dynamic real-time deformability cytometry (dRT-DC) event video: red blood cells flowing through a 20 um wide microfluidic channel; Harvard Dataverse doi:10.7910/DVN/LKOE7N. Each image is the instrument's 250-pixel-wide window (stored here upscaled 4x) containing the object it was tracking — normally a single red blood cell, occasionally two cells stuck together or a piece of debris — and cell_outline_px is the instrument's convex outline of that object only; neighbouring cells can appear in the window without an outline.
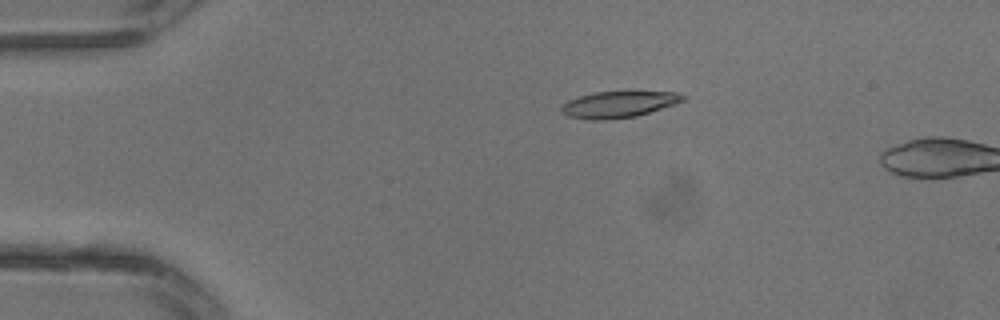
{"species": "common noctule bat (a hibernating species)", "species_latin": "Nyctalus noctula", "temperature_condition": "warm", "stored_images_in_passage": 3, "segment_of_instrument_passage": [2, 2], "camera_frame_rate_fps": 3000, "um_per_image_px": 0.085, "animal": {"sex": "male", "body_mass_g": 13.3}, "frame": {"image": 1, "passage_image": 3, "time_ms": 0.667, "image_size_px": [1000, 320], "cell_outline_px": [[688, 100], [676, 104], [636, 116], [604, 120], [592, 120], [568, 116], [560, 108], [568, 100], [580, 96], [596, 92], [624, 88], [676, 92], [688, 96]], "centroid_in_image_um": [52.72, 8.8], "position_along_channel_um": 32.3, "area_um2": 19.71}}